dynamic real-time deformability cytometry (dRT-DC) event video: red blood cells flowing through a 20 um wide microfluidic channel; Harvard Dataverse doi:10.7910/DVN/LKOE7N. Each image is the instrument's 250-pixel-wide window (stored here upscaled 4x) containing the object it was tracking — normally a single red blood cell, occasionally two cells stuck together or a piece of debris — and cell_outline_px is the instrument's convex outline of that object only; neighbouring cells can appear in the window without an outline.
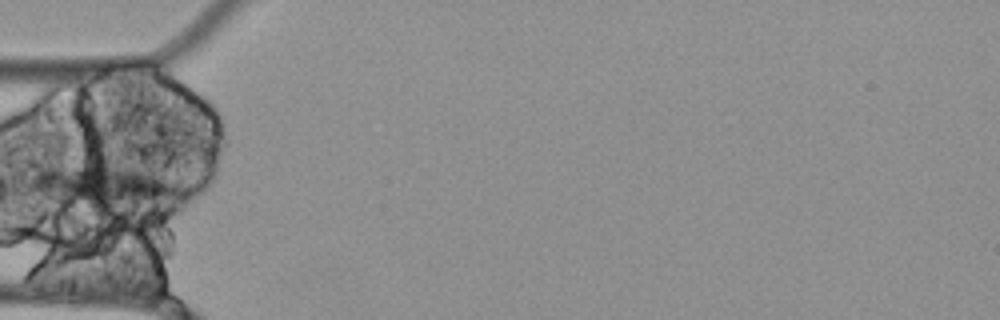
{"species": "Egyptian fruit bat (a non-hibernating species)", "species_latin": "Rousettus aegyptiacus", "temperature_condition": "cold", "stored_images_in_passage": 6, "camera_frame_rate_fps": 3000, "um_per_image_px": 0.085, "animal": {"sex": "female"}, "frame": {"image": 1, "passage_image": 6, "time_ms": 1.667, "image_size_px": [1000, 320], "cell_outline_px": [[184, 196], [180, 200], [72, 208], [28, 188], [28, 176], [32, 172], [72, 168], [100, 168], [140, 172], [156, 176], [176, 188]], "centroid_in_image_um": [8.6, 15.91], "position_along_channel_um": 76.4, "area_um2": 33.06}}